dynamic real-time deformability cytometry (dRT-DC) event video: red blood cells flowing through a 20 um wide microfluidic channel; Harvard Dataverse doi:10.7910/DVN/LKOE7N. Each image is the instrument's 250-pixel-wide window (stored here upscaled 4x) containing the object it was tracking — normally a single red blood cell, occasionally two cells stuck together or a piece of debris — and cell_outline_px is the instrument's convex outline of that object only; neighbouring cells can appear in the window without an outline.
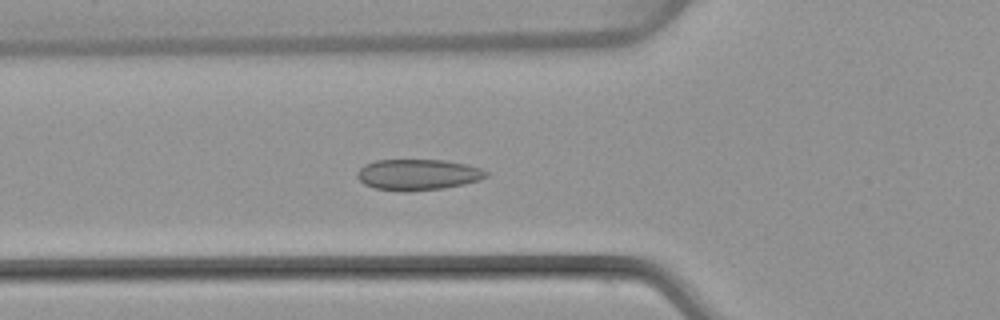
{"species": "common noctule bat (a hibernating species)", "species_latin": "Nyctalus noctula", "temperature_condition": "warm", "stored_images_in_passage": 52, "camera_frame_rate_fps": 3000, "um_per_image_px": 0.085, "animal": {"sex": "female", "body_mass_g": 22.7, "forearm_length_mm": 54.2}, "frame": {"image": 1, "passage_image": 19, "time_ms": 6.0, "image_size_px": [1000, 320], "cell_outline_px": [[488, 176], [480, 180], [464, 184], [444, 188], [408, 192], [404, 192], [376, 188], [364, 184], [356, 176], [356, 172], [364, 164], [376, 160], [444, 160], [468, 164], [480, 168], [488, 172]], "centroid_in_image_um": [35.52, 14.84], "position_along_channel_um": 90.3, "area_um2": 23.47}}
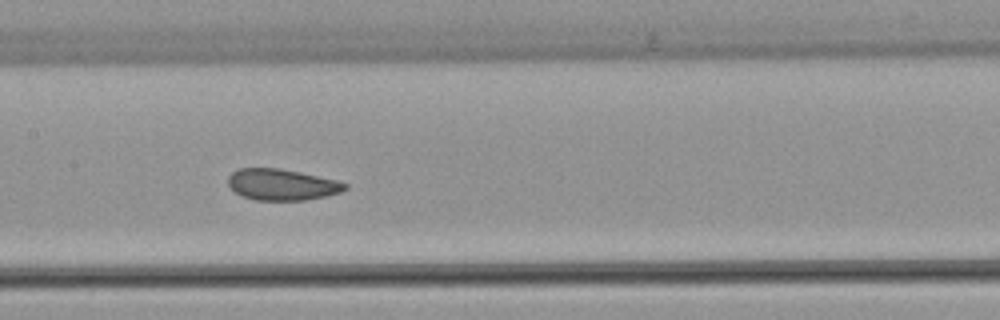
{"frame": {"image": 2, "passage_image": 26, "time_ms": 8.333, "image_size_px": [1000, 320], "cell_outline_px": [[348, 188], [340, 192], [328, 196], [304, 200], [256, 200], [244, 196], [236, 192], [228, 184], [228, 176], [232, 172], [240, 168], [280, 168], [300, 172], [336, 180], [348, 184]], "centroid_in_image_um": [23.98, 15.69], "position_along_channel_um": 183.4, "area_um2": 21.21}}
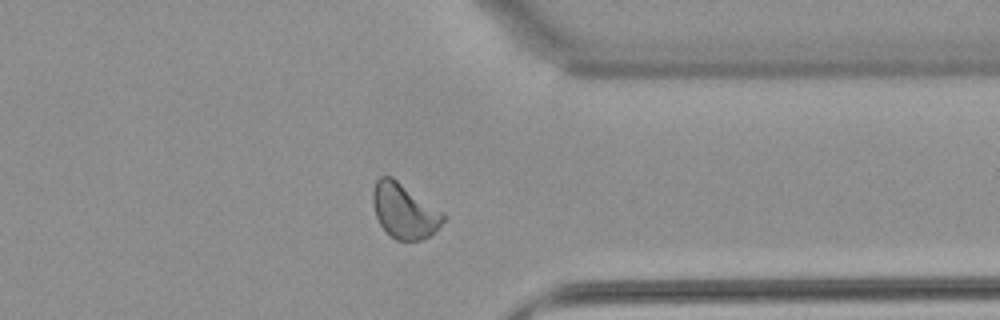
{"frame": {"image": 3, "passage_image": 41, "time_ms": 13.333, "image_size_px": [1000, 320], "cell_outline_px": [[448, 216], [428, 236], [420, 240], [396, 240], [380, 224], [376, 216], [372, 204], [372, 192], [376, 180], [380, 176], [392, 176], [444, 212]], "centroid_in_image_um": [34.36, 17.89], "position_along_channel_um": 377.0, "area_um2": 22.43}, "authors_computed_cell_mechanics": {"area_um2": 22.542, "velocity_mm_per_s": 3.9769, "shape_relaxation_time_tau1_ms": null, "shape_relaxation_time_tau2_ms": 1.3986, "deformation_change_tau1": null, "deformation_change_tau2": 0.0533}}